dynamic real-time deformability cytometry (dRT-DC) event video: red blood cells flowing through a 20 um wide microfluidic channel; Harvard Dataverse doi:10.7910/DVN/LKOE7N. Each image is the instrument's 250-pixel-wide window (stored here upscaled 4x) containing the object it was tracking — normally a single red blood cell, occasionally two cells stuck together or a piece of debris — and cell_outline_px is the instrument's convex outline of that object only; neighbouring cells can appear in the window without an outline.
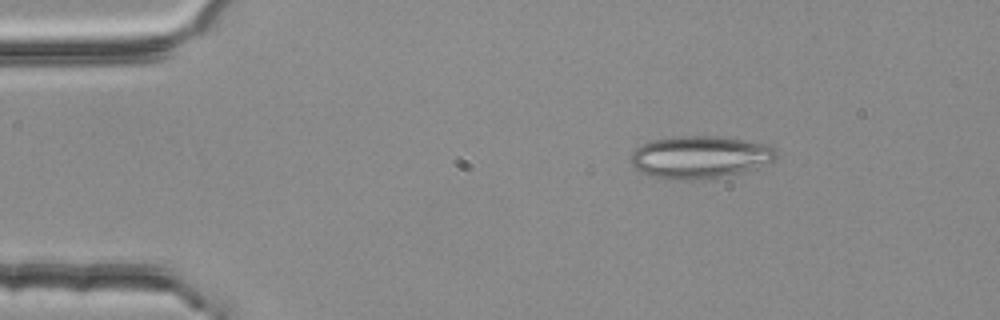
{"species": "common noctule bat (a hibernating species)", "species_latin": "Nyctalus noctula", "temperature_condition": "room temperature", "stored_images_in_passage": 46, "camera_frame_rate_fps": 3000, "um_per_image_px": 0.085, "animal": {"sex": "female", "body_mass_g": 25.1}, "frame": {"image": 1, "passage_image": 1, "time_ms": 0.0, "image_size_px": [1000, 320], "cell_outline_px": [[776, 156], [772, 160], [732, 176], [684, 180], [652, 176], [640, 172], [632, 164], [632, 152], [636, 148], [652, 140], [680, 136], [712, 136], [748, 140], [772, 144], [776, 148]], "centroid_in_image_um": [59.53, 13.34], "position_along_channel_um": 25.5, "area_um2": 35.72}}
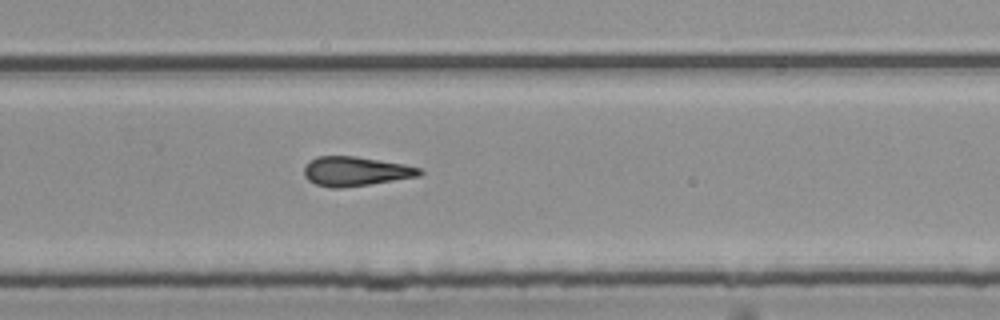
{"frame": {"image": 2, "passage_image": 28, "time_ms": 9.0, "image_size_px": [1000, 320], "cell_outline_px": [[424, 172], [420, 176], [368, 184], [340, 188], [332, 188], [316, 184], [308, 180], [304, 176], [304, 164], [308, 160], [316, 156], [356, 156], [404, 164], [420, 168]], "centroid_in_image_um": [30.18, 14.55], "position_along_channel_um": 299.6, "area_um2": 19.83}}
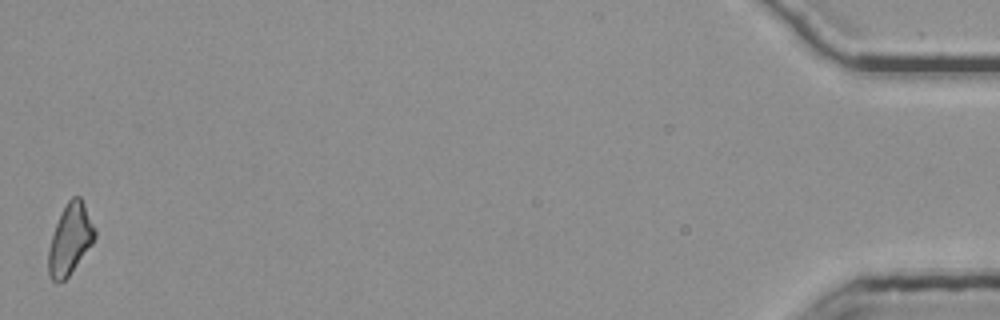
{"frame": {"image": 3, "passage_image": 46, "time_ms": 15.0, "image_size_px": [1000, 320], "cell_outline_px": [[96, 236], [92, 244], [68, 276], [64, 280], [52, 280], [48, 272], [48, 248], [56, 224], [68, 200], [72, 196], [80, 196], [96, 228]], "centroid_in_image_um": [5.97, 20.32], "position_along_channel_um": 429.2, "area_um2": 18.73}, "authors_computed_cell_mechanics": {"area_um2": 19.7676, "velocity_mm_per_s": 3.8018, "shape_relaxation_time_tau1_ms": null, "shape_relaxation_time_tau2_ms": 3.6598, "deformation_change_tau1": null, "deformation_change_tau2": 0.1582}}